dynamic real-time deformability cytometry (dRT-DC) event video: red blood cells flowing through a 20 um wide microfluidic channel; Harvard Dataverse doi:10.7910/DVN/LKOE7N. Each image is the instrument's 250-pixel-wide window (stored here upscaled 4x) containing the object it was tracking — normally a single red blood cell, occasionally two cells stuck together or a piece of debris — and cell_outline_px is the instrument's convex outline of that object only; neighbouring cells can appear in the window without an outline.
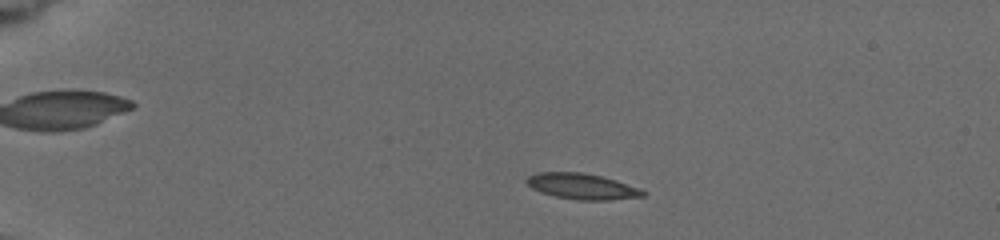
{"species": "common noctule bat (a hibernating species)", "species_latin": "Nyctalus noctula", "temperature_condition": "cold", "stored_images_in_passage": 14, "camera_frame_rate_fps": 3000, "um_per_image_px": 0.085, "animal": {"sex": "female", "body_mass_g": 19.5, "forearm_length_mm": 54.1}, "frame": {"image": 1, "passage_image": 1, "time_ms": 0.0, "image_size_px": [1000, 240], "cell_outline_px": [[648, 192], [644, 196], [608, 200], [576, 200], [556, 196], [540, 192], [532, 188], [524, 180], [528, 176], [536, 172], [584, 172], [616, 180], [640, 188]], "centroid_in_image_um": [49.47, 15.83], "position_along_channel_um": 35.5, "area_um2": 17.57}}